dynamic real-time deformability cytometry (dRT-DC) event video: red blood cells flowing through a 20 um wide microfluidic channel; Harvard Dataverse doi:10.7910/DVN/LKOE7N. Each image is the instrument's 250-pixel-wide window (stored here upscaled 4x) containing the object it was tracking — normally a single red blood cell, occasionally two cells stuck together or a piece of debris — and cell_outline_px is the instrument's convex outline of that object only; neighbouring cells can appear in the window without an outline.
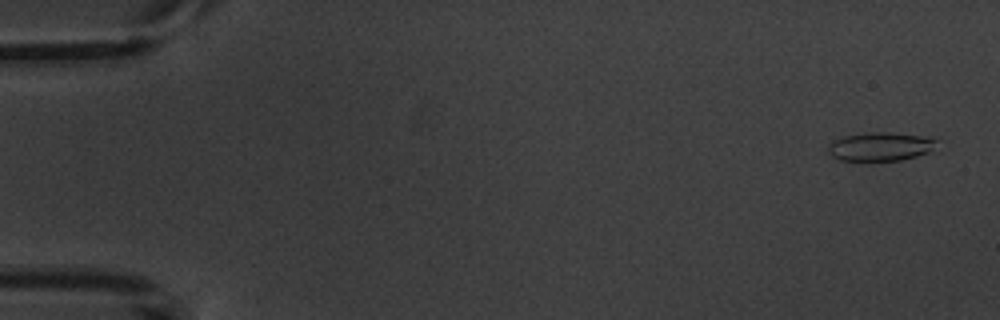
{"species": "common noctule bat (a hibernating species)", "species_latin": "Nyctalus noctula", "temperature_condition": "warm", "stored_images_in_passage": 5, "camera_frame_rate_fps": 3000, "um_per_image_px": 0.085, "animal": {"sex": "male", "body_mass_g": 20.1, "forearm_length_mm": 53.5}, "frame": {"image": 1, "passage_image": 1, "time_ms": 0.0, "image_size_px": [1000, 320], "cell_outline_px": [[936, 140], [932, 148], [928, 152], [916, 156], [900, 160], [840, 160], [832, 156], [828, 152], [828, 144], [832, 140], [844, 136], [868, 132], [892, 132], [936, 136]], "centroid_in_image_um": [74.84, 12.43], "position_along_channel_um": 10.2, "area_um2": 18.26}}
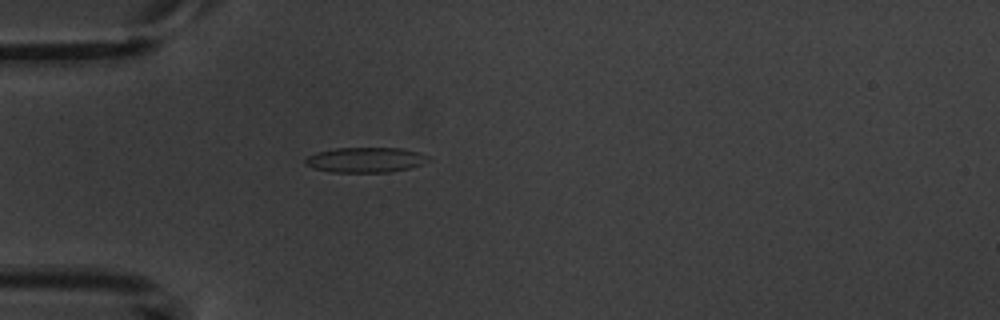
{"frame": {"image": 2, "passage_image": 5, "time_ms": 4.667, "image_size_px": [1000, 320], "cell_outline_px": [[432, 160], [408, 168], [388, 172], [332, 172], [312, 168], [304, 164], [304, 160], [308, 156], [316, 152], [336, 148], [404, 148], [428, 156]], "centroid_in_image_um": [31.03, 13.58], "position_along_channel_um": 54.0, "area_um2": 17.98}}